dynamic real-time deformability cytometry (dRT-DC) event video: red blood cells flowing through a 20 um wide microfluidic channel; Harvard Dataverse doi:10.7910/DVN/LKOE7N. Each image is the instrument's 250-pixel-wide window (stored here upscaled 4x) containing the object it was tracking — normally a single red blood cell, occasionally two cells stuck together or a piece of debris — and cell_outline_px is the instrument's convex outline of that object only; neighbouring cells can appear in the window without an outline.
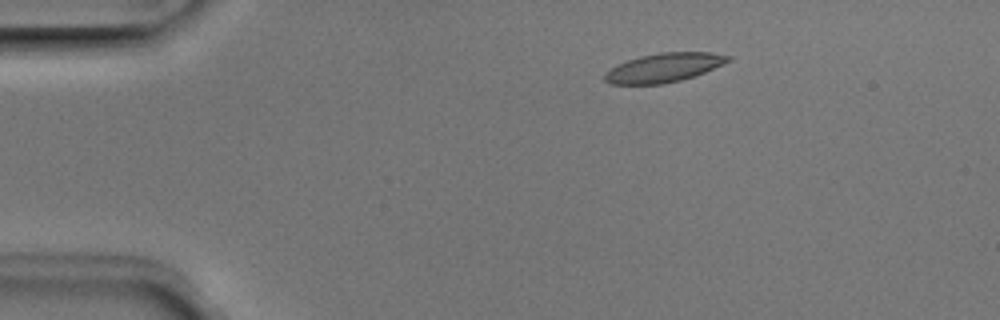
{"species": "Egyptian fruit bat (a non-hibernating species)", "species_latin": "Rousettus aegyptiacus", "temperature_condition": "room temperature", "stored_images_in_passage": 5, "camera_frame_rate_fps": 3000, "um_per_image_px": 0.085, "animal": {"sex": "male"}, "frame": {"image": 1, "passage_image": 3, "time_ms": 0.667, "image_size_px": [1000, 320], "cell_outline_px": [[732, 60], [704, 72], [680, 80], [664, 84], [612, 84], [604, 80], [604, 72], [616, 64], [640, 56], [660, 52], [712, 52], [732, 56]], "centroid_in_image_um": [56.42, 5.74], "position_along_channel_um": 28.6, "area_um2": 20.87}}
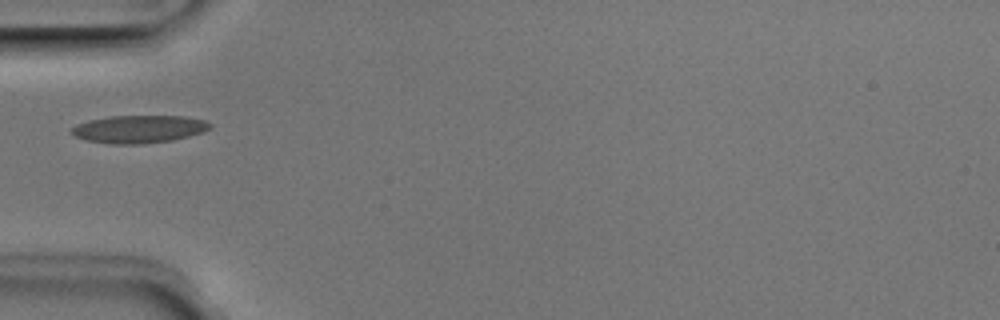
{"frame": {"image": 2, "passage_image": 5, "time_ms": 1.333, "image_size_px": [1000, 320], "cell_outline_px": [[212, 128], [204, 132], [172, 140], [140, 144], [108, 144], [88, 140], [76, 136], [72, 132], [72, 128], [76, 124], [88, 120], [112, 116], [184, 116], [208, 120], [212, 124]], "centroid_in_image_um": [11.87, 10.97], "position_along_channel_um": 73.1, "area_um2": 22.43}}